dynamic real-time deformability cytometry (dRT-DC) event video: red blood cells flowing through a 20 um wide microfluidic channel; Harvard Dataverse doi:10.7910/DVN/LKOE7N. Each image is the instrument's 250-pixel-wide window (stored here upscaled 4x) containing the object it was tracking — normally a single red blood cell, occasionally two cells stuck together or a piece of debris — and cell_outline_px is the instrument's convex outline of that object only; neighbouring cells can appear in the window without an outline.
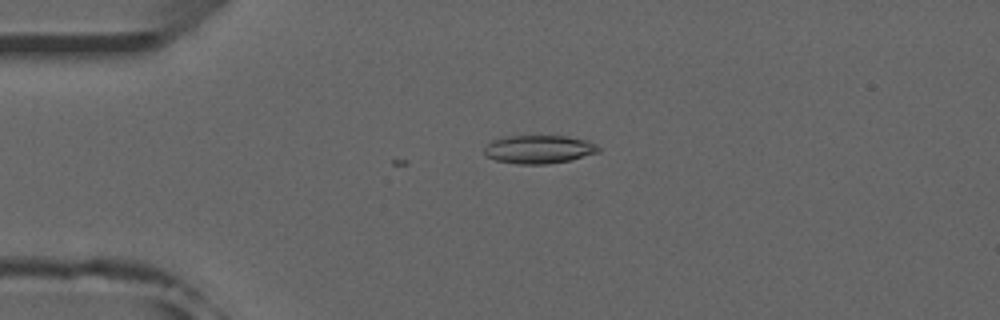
{"species": "common noctule bat (a hibernating species)", "species_latin": "Nyctalus noctula", "temperature_condition": "room temperature", "stored_images_in_passage": 12, "camera_frame_rate_fps": 3000, "um_per_image_px": 0.085, "animal": {"sex": "male", "forearm_length_mm": 52.5}, "frame": {"image": 1, "passage_image": 1, "time_ms": 0.0, "image_size_px": [1000, 320], "cell_outline_px": [[600, 152], [568, 160], [548, 164], [516, 164], [496, 160], [488, 156], [484, 152], [484, 148], [492, 140], [504, 136], [568, 136], [588, 140], [596, 144], [600, 148]], "centroid_in_image_um": [45.82, 12.68], "position_along_channel_um": 39.2, "area_um2": 18.84}}